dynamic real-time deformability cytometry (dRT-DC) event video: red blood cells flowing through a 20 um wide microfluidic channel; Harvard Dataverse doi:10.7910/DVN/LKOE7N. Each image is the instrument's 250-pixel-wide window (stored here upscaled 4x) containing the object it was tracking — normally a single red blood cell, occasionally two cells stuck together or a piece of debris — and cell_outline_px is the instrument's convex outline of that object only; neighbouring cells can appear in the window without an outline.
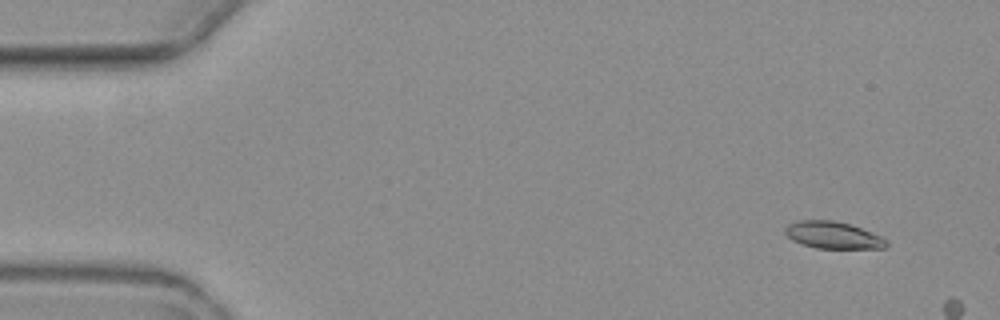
{"species": "common noctule bat (a hibernating species)", "species_latin": "Nyctalus noctula", "temperature_condition": "warm", "stored_images_in_passage": 3, "camera_frame_rate_fps": 3000, "um_per_image_px": 0.085, "animal": {"sex": "female", "body_mass_g": 19.3, "forearm_length_mm": 54.1}, "frame": {"image": 1, "passage_image": 2, "time_ms": 1.333, "image_size_px": [1000, 320], "cell_outline_px": [[888, 244], [884, 248], [816, 248], [792, 240], [784, 232], [784, 228], [788, 224], [800, 220], [832, 220], [848, 224], [860, 228], [880, 236], [888, 240]], "centroid_in_image_um": [70.79, 19.98], "position_along_channel_um": 14.2, "area_um2": 15.72}}